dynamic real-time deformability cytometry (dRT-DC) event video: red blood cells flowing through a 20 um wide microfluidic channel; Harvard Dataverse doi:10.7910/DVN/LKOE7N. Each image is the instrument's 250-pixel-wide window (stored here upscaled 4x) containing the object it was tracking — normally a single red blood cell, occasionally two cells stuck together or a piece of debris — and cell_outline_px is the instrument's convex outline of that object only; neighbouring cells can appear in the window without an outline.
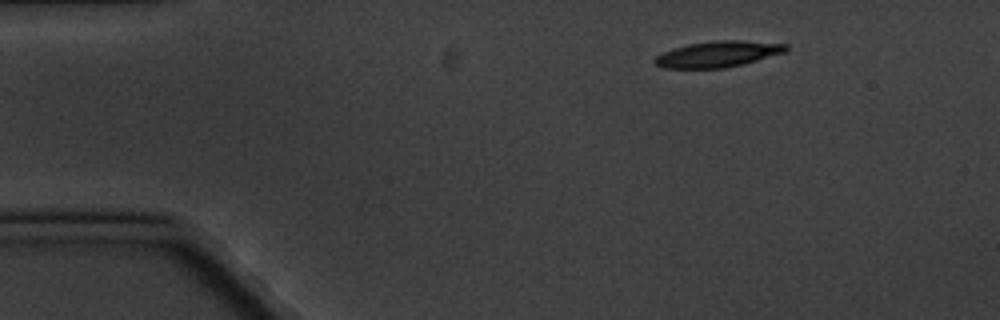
{"species": "common noctule bat (a hibernating species)", "species_latin": "Nyctalus noctula", "temperature_condition": "cold", "stored_images_in_passage": 3, "segment_of_instrument_passage": [2, 2], "camera_frame_rate_fps": 3000, "um_per_image_px": 0.085, "animal": {"sex": "male", "body_mass_g": 20.1, "forearm_length_mm": 53.5}, "frame": {"image": 1, "passage_image": 3, "time_ms": 3.333, "image_size_px": [1000, 320], "cell_outline_px": [[788, 48], [784, 52], [744, 64], [724, 68], [664, 68], [656, 64], [652, 60], [656, 56], [672, 48], [688, 44], [720, 40], [740, 40], [788, 44]], "centroid_in_image_um": [61.01, 4.6], "position_along_channel_um": 24.0, "area_um2": 19.77}}